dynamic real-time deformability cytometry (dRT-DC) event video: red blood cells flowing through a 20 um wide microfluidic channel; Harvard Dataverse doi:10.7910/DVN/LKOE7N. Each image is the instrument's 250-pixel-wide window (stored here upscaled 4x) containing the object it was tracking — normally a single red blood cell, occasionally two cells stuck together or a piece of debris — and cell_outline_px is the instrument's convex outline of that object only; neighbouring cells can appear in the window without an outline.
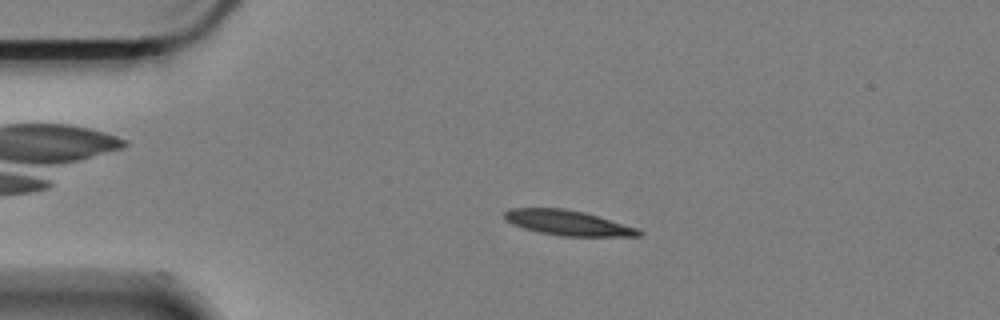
{"species": "Egyptian fruit bat (a non-hibernating species)", "species_latin": "Rousettus aegyptiacus", "temperature_condition": "cold", "stored_images_in_passage": 50, "camera_frame_rate_fps": 3000, "um_per_image_px": 0.085, "animal": {"sex": "female"}, "frame": {"image": 1, "passage_image": 3, "time_ms": 0.667, "image_size_px": [1000, 320], "cell_outline_px": [[644, 236], [560, 236], [540, 232], [524, 228], [512, 224], [504, 220], [504, 212], [508, 208], [560, 208], [584, 212], [640, 228], [644, 232]], "centroid_in_image_um": [48.3, 18.94], "position_along_channel_um": 36.7, "area_um2": 19.77}}
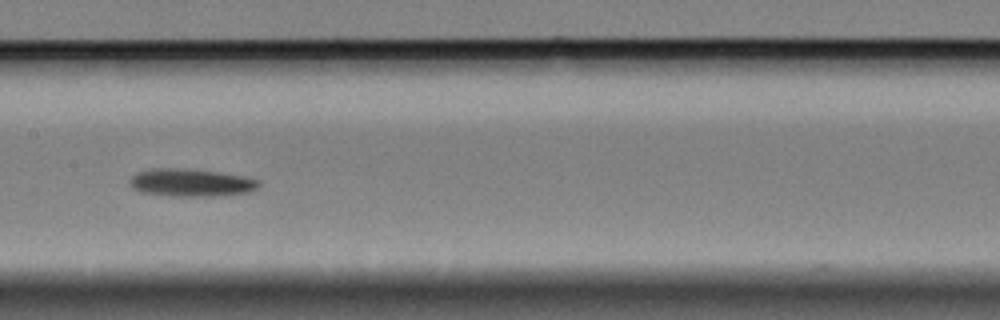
{"frame": {"image": 2, "passage_image": 20, "time_ms": 6.333, "image_size_px": [1000, 320], "cell_outline_px": [[260, 184], [256, 188], [248, 192], [212, 196], [172, 196], [140, 192], [132, 188], [128, 180], [136, 172], [148, 168], [184, 168], [216, 172], [244, 176], [260, 180]], "centroid_in_image_um": [16.17, 15.51], "position_along_channel_um": 191.2, "area_um2": 20.92}}
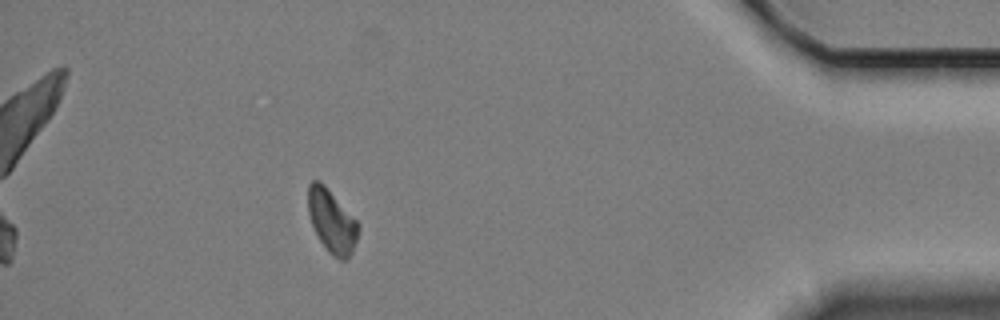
{"frame": {"image": 3, "passage_image": 44, "time_ms": 14.333, "image_size_px": [1000, 320], "cell_outline_px": [[360, 228], [352, 252], [348, 260], [340, 260], [328, 252], [320, 240], [312, 224], [308, 212], [308, 184], [312, 180], [320, 180], [324, 184], [360, 224]], "centroid_in_image_um": [28.21, 18.8], "position_along_channel_um": 407.0, "area_um2": 18.44}, "authors_computed_cell_mechanics": {"area_um2": 19.3919, "velocity_mm_per_s": 3.3063, "shape_relaxation_time_tau1_ms": 2.6452, "shape_relaxation_time_tau2_ms": null, "deformation_change_tau1": 0.122, "deformation_change_tau2": null}}